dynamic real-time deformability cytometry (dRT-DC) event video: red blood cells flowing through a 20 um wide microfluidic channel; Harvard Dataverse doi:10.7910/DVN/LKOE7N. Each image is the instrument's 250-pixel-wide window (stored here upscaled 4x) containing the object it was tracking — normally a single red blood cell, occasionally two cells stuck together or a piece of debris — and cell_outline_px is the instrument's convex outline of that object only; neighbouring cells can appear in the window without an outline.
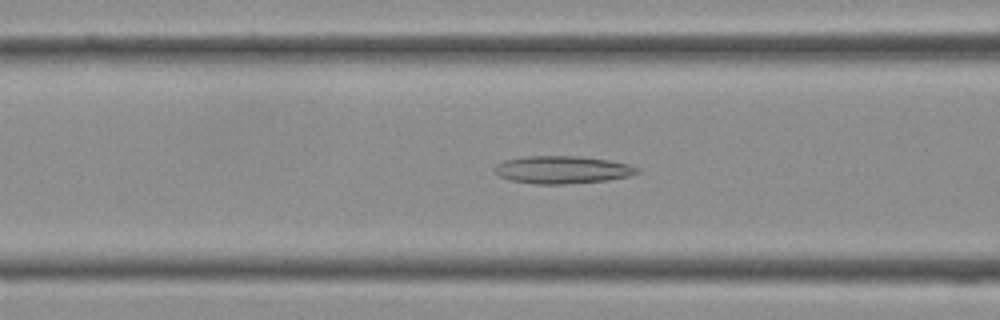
{"species": "Egyptian fruit bat (a non-hibernating species)", "species_latin": "Rousettus aegyptiacus", "temperature_condition": "cold", "stored_images_in_passage": 32, "camera_frame_rate_fps": 3000, "um_per_image_px": 0.085, "frame": {"image": 1, "passage_image": 8, "time_ms": 2.333, "image_size_px": [1000, 320], "cell_outline_px": [[640, 172], [628, 176], [608, 180], [564, 184], [536, 184], [508, 180], [500, 176], [492, 168], [496, 164], [504, 160], [524, 156], [580, 156], [608, 160], [628, 164], [640, 168]], "centroid_in_image_um": [47.77, 14.42], "position_along_channel_um": 118.8, "area_um2": 23.06}}
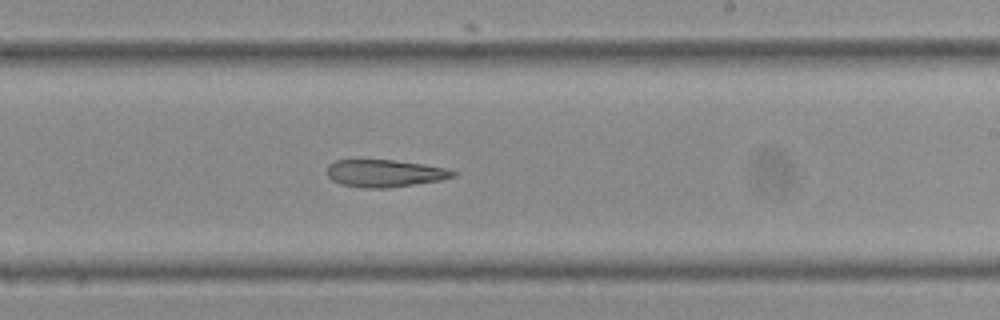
{"frame": {"image": 2, "passage_image": 16, "time_ms": 5.0, "image_size_px": [1000, 320], "cell_outline_px": [[456, 176], [440, 180], [388, 188], [364, 188], [340, 184], [332, 180], [328, 176], [328, 164], [336, 160], [392, 160], [420, 164], [444, 168], [456, 172]], "centroid_in_image_um": [32.67, 14.74], "position_along_channel_um": 256.3, "area_um2": 19.83}}
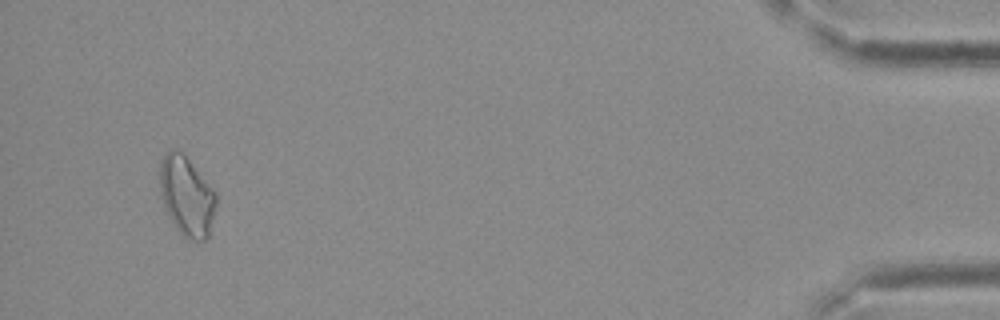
{"frame": {"image": 3, "passage_image": 30, "time_ms": 9.667, "image_size_px": [1000, 320], "cell_outline_px": [[216, 204], [208, 236], [204, 240], [192, 240], [184, 236], [180, 232], [168, 216], [160, 196], [160, 160], [168, 152], [176, 148], [188, 160], [216, 192]], "centroid_in_image_um": [15.85, 16.68], "position_along_channel_um": 419.3, "area_um2": 25.61}}